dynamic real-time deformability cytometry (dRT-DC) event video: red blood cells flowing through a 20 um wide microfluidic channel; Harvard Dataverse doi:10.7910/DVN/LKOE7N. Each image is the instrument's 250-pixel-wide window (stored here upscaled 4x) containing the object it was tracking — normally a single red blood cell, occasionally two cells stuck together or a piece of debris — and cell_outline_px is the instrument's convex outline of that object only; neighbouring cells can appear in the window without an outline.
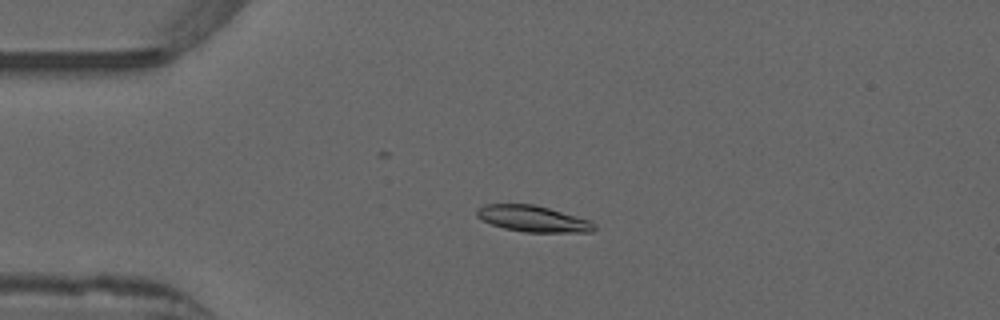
{"species": "common noctule bat (a hibernating species)", "species_latin": "Nyctalus noctula", "temperature_condition": "warm", "stored_images_in_passage": 53, "camera_frame_rate_fps": 3000, "um_per_image_px": 0.085, "animal": {"sex": "male", "forearm_length_mm": 52.5}, "frame": {"image": 1, "passage_image": 13, "time_ms": 4.0, "image_size_px": [1000, 320], "cell_outline_px": [[596, 228], [592, 232], [524, 232], [504, 228], [492, 224], [476, 216], [476, 212], [484, 204], [532, 204], [548, 208], [592, 220], [596, 224]], "centroid_in_image_um": [45.35, 18.6], "position_along_channel_um": 39.6, "area_um2": 17.86}}
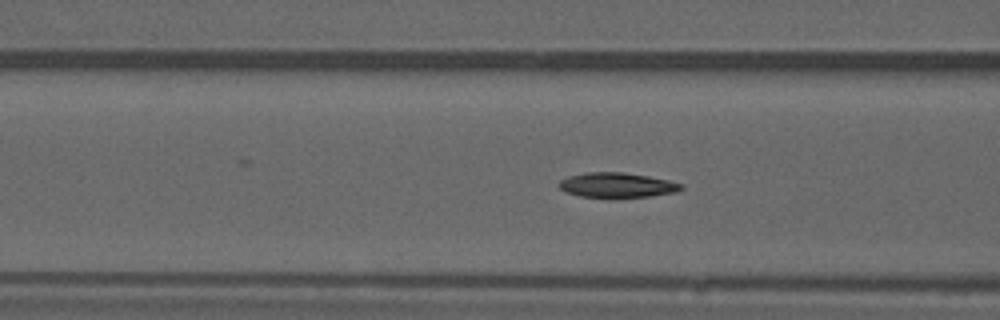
{"frame": {"image": 2, "passage_image": 21, "time_ms": 6.667, "image_size_px": [1000, 320], "cell_outline_px": [[684, 188], [676, 192], [648, 196], [612, 200], [580, 196], [564, 192], [556, 184], [560, 180], [568, 176], [584, 172], [624, 172], [648, 176], [668, 180], [684, 184]], "centroid_in_image_um": [52.4, 15.76], "position_along_channel_um": 114.2, "area_um2": 18.5}}
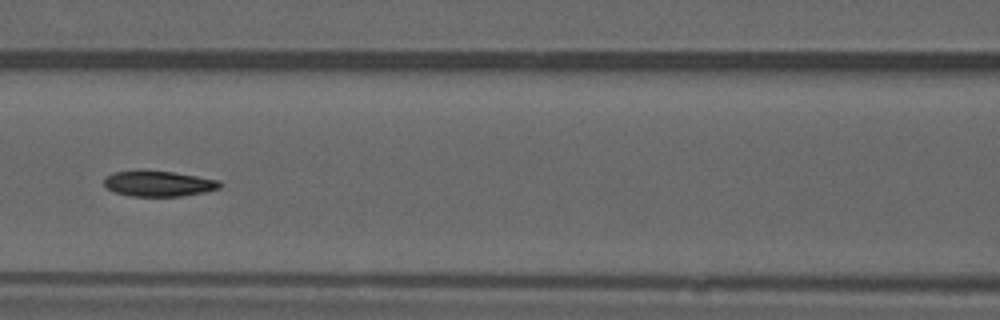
{"frame": {"image": 3, "passage_image": 24, "time_ms": 7.667, "image_size_px": [1000, 320], "cell_outline_px": [[224, 184], [220, 188], [204, 192], [180, 196], [132, 196], [116, 192], [108, 188], [104, 184], [104, 176], [116, 172], [136, 168], [140, 168], [172, 172], [220, 180]], "centroid_in_image_um": [13.46, 15.57], "position_along_channel_um": 153.1, "area_um2": 17.63}, "authors_computed_cell_mechanics": {"area_um2": 17.6868, "velocity_mm_per_s": 3.881, "shape_relaxation_time_tau1_ms": 10.262, "shape_relaxation_time_tau2_ms": 2.7076, "deformation_change_tau1": 0.242, "deformation_change_tau2": 0.0768}}